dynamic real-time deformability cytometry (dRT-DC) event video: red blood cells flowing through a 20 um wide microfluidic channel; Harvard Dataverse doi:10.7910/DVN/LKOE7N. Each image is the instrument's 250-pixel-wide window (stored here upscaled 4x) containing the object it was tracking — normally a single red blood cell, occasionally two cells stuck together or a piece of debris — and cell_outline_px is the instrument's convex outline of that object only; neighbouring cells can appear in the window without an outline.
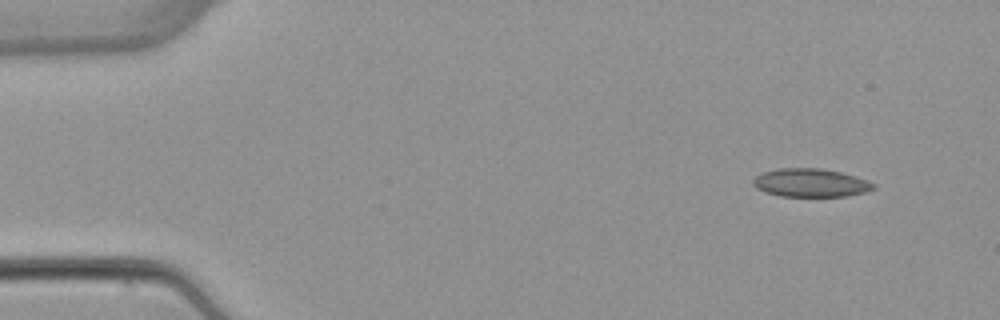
{"species": "common noctule bat (a hibernating species)", "species_latin": "Nyctalus noctula", "temperature_condition": "warm", "stored_images_in_passage": 5, "camera_frame_rate_fps": 3000, "um_per_image_px": 0.085, "animal": {"sex": "female", "body_mass_g": 22.7, "forearm_length_mm": 54.2}, "frame": {"image": 1, "passage_image": 2, "time_ms": 1.333, "image_size_px": [1000, 320], "cell_outline_px": [[876, 188], [864, 192], [848, 196], [780, 196], [764, 192], [756, 188], [752, 184], [752, 180], [756, 176], [764, 172], [780, 168], [820, 168], [840, 172], [856, 176], [868, 180], [876, 184]], "centroid_in_image_um": [68.91, 15.54], "position_along_channel_um": 16.1, "area_um2": 19.94}}